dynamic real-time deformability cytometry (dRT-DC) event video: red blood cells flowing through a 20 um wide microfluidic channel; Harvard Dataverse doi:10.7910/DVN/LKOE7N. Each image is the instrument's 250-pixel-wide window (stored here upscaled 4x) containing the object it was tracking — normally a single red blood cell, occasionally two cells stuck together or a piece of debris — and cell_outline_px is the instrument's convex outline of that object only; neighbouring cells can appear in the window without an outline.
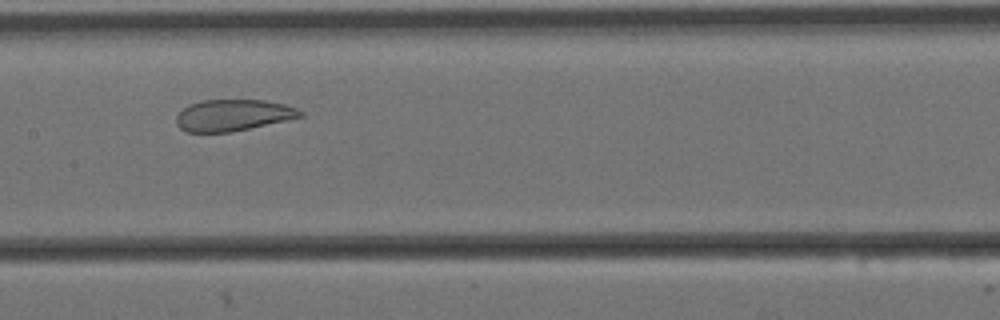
{"species": "Egyptian fruit bat (a non-hibernating species)", "species_latin": "Rousettus aegyptiacus", "temperature_condition": "cold", "stored_images_in_passage": 6, "camera_frame_rate_fps": 3000, "um_per_image_px": 0.085, "animal": {"sex": "female"}, "frame": {"image": 1, "passage_image": 6, "time_ms": 1.667, "image_size_px": [1000, 320], "cell_outline_px": [[304, 116], [232, 132], [184, 132], [176, 124], [176, 116], [188, 104], [200, 100], [264, 100], [284, 104], [296, 108], [304, 112]], "centroid_in_image_um": [19.79, 9.79], "position_along_channel_um": 187.6, "area_um2": 22.77}}